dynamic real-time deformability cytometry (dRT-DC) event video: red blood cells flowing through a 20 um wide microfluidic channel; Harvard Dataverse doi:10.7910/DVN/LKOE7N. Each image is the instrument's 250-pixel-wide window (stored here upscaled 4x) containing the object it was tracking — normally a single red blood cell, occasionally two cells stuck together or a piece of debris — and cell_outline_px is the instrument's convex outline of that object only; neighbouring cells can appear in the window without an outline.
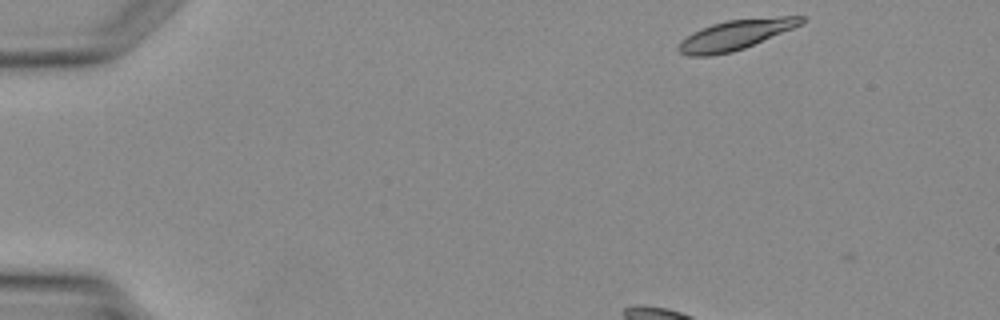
{"species": "Egyptian fruit bat (a non-hibernating species)", "species_latin": "Rousettus aegyptiacus", "temperature_condition": "warm", "stored_images_in_passage": 4, "camera_frame_rate_fps": 3000, "um_per_image_px": 0.085, "animal": {"sex": "female"}, "frame": {"image": 1, "passage_image": 1, "time_ms": 0.0, "image_size_px": [1000, 320], "cell_outline_px": [[804, 20], [800, 24], [792, 28], [744, 48], [732, 52], [712, 56], [688, 56], [680, 52], [676, 48], [680, 40], [692, 32], [712, 24], [728, 20], [780, 16], [804, 16]], "centroid_in_image_um": [62.44, 2.97], "position_along_channel_um": 22.6, "area_um2": 21.21}}